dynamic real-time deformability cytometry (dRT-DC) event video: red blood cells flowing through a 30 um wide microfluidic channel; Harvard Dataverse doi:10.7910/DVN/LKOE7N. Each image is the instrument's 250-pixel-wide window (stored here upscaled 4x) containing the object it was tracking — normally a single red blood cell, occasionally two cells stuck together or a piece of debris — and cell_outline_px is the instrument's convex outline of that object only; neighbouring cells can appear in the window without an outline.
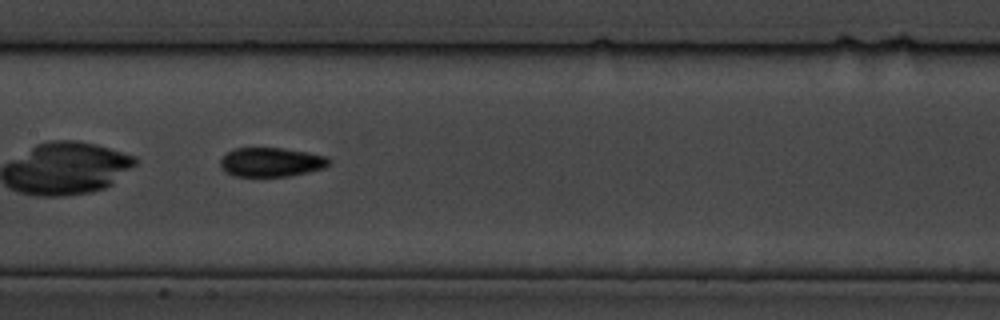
{"species": "common noctule bat (a hibernating species)", "species_latin": "Nyctalus noctula", "temperature_condition": "cold", "stored_images_in_passage": 36, "camera_frame_rate_fps": 3000, "um_per_image_px": 0.085, "animal": {"sex": "male", "body_mass_g": 19.5, "forearm_length_mm": 54.6}, "frame": {"image": 1, "passage_image": 11, "time_ms": 3.333, "image_size_px": [1000, 320], "cell_outline_px": [[332, 160], [324, 168], [308, 172], [288, 176], [232, 176], [224, 172], [220, 168], [220, 160], [228, 152], [236, 148], [284, 148], [308, 152], [328, 156]], "centroid_in_image_um": [23.05, 13.78], "position_along_channel_um": 184.3, "area_um2": 18.61}, "authors_computed_cell_mechanics": {"area_um2": 17.918, "velocity_mm_per_s": 3.5085, "shape_relaxation_time_tau1_ms": 2.9647, "shape_relaxation_time_tau2_ms": 7.0299, "deformation_change_tau1": 0.1049, "deformation_change_tau2": 0.1451}}